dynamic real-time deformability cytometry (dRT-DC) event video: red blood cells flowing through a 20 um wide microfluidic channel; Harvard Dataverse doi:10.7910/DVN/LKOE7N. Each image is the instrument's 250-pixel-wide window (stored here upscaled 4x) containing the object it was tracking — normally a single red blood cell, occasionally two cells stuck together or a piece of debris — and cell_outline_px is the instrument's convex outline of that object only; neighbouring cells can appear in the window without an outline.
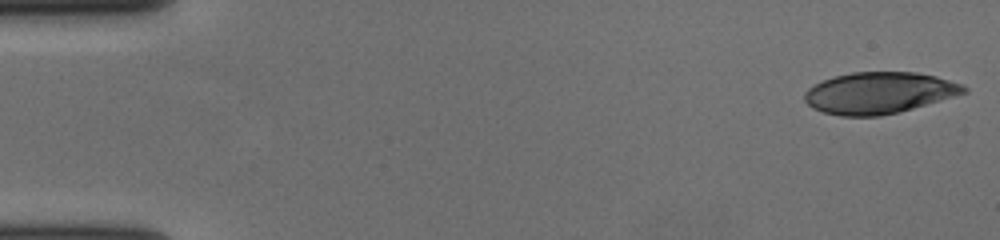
{"species": "human", "species_latin": "Homo sapiens", "temperature_condition": "cold", "stored_images_in_passage": 56, "camera_frame_rate_fps": 3000, "um_per_image_px": 0.085, "donor": {"sex": "female"}, "frame": {"image": 1, "passage_image": 1, "time_ms": 0.0, "image_size_px": [1000, 240], "cell_outline_px": [[968, 92], [912, 108], [880, 116], [840, 116], [824, 112], [812, 108], [804, 100], [804, 92], [808, 88], [824, 80], [836, 76], [852, 72], [916, 72], [936, 76], [960, 84], [968, 88]], "centroid_in_image_um": [74.7, 7.89], "position_along_channel_um": 10.3, "area_um2": 38.15}}
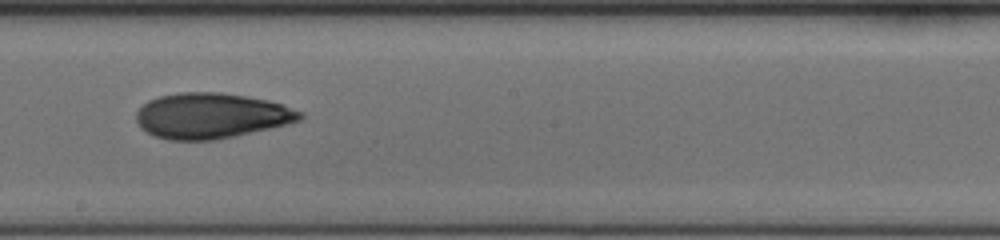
{"frame": {"image": 2, "passage_image": 32, "time_ms": 10.333, "image_size_px": [1000, 240], "cell_outline_px": [[304, 116], [300, 120], [268, 128], [216, 140], [168, 140], [156, 136], [140, 128], [136, 120], [136, 112], [148, 100], [160, 96], [176, 92], [220, 92], [248, 96], [268, 100], [304, 112]], "centroid_in_image_um": [17.92, 9.83], "position_along_channel_um": 230.3, "area_um2": 43.23}}
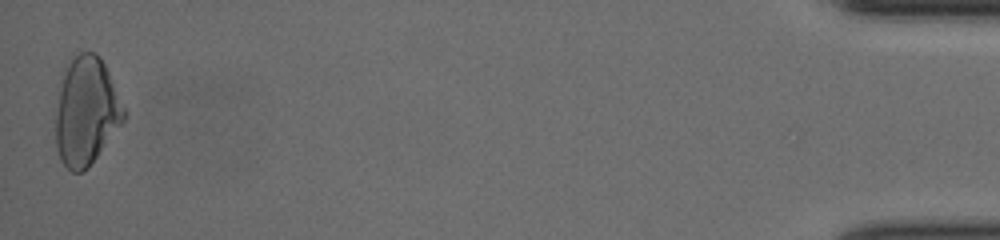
{"frame": {"image": 3, "passage_image": 56, "time_ms": 18.333, "image_size_px": [1000, 240], "cell_outline_px": [[124, 120], [88, 168], [80, 172], [72, 172], [60, 160], [56, 148], [56, 112], [60, 76], [64, 68], [80, 52], [96, 52], [100, 56], [108, 72], [124, 108]], "centroid_in_image_um": [7.29, 9.45], "position_along_channel_um": 427.9, "area_um2": 42.66}, "authors_computed_cell_mechanics": {"area_um2": 41.5582, "velocity_mm_per_s": 3.6375, "shape_relaxation_time_tau1_ms": 8.6137, "shape_relaxation_time_tau2_ms": 6.1761, "deformation_change_tau1": 0.2017, "deformation_change_tau2": 0.1272}}